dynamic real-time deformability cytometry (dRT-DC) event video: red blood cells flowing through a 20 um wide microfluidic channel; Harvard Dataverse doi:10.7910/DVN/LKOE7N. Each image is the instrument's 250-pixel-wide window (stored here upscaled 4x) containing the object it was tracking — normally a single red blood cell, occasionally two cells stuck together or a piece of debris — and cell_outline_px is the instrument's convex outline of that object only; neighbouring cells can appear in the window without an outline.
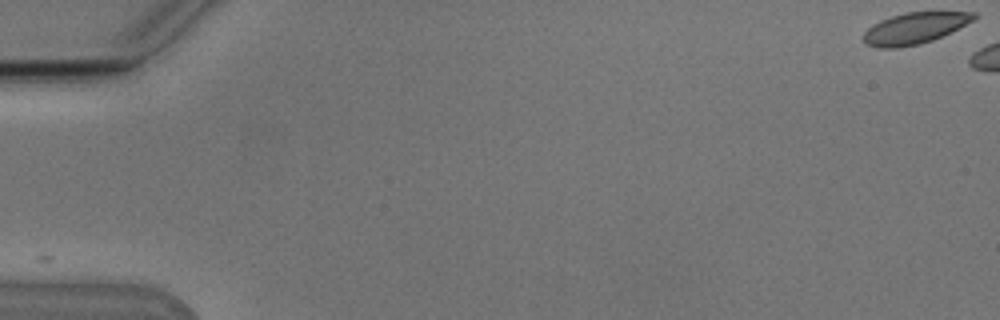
{"species": "Egyptian fruit bat (a non-hibernating species)", "species_latin": "Rousettus aegyptiacus", "temperature_condition": "cold", "stored_images_in_passage": 6, "camera_frame_rate_fps": 3000, "um_per_image_px": 0.085, "animal": {"sex": "male"}, "frame": {"image": 1, "passage_image": 1, "time_ms": 0.0, "image_size_px": [1000, 320], "cell_outline_px": [[980, 16], [932, 40], [920, 44], [900, 48], [876, 48], [864, 44], [864, 32], [872, 24], [880, 20], [904, 12], [976, 12]], "centroid_in_image_um": [77.68, 2.4], "position_along_channel_um": 7.3, "area_um2": 20.0}}